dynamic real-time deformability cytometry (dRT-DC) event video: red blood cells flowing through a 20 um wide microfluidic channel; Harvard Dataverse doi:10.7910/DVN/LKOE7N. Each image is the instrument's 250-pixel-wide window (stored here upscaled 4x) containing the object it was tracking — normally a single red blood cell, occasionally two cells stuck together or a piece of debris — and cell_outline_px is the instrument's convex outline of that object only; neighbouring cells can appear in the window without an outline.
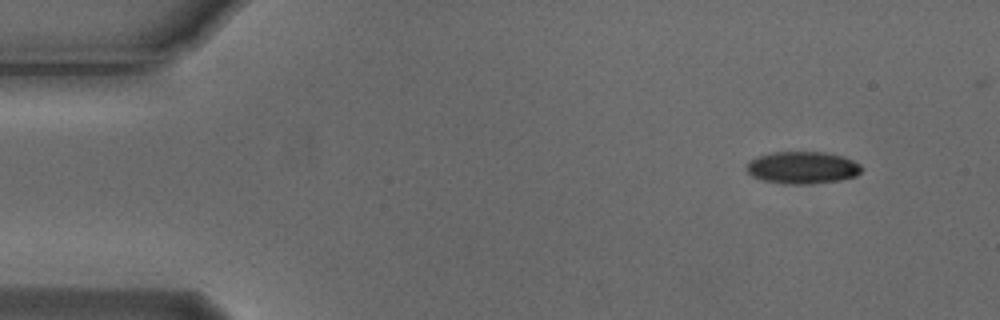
{"species": "Egyptian fruit bat (a non-hibernating species)", "species_latin": "Rousettus aegyptiacus", "temperature_condition": "cold", "stored_images_in_passage": 4, "camera_frame_rate_fps": 3000, "um_per_image_px": 0.085, "animal": {"sex": "male"}, "frame": {"image": 1, "passage_image": 1, "time_ms": 0.0, "image_size_px": [1000, 320], "cell_outline_px": [[864, 168], [856, 176], [840, 180], [812, 184], [784, 184], [764, 180], [752, 176], [744, 168], [744, 164], [748, 160], [756, 156], [772, 152], [824, 152], [840, 156], [852, 160], [860, 164]], "centroid_in_image_um": [68.16, 14.25], "position_along_channel_um": 16.8, "area_um2": 21.85}}
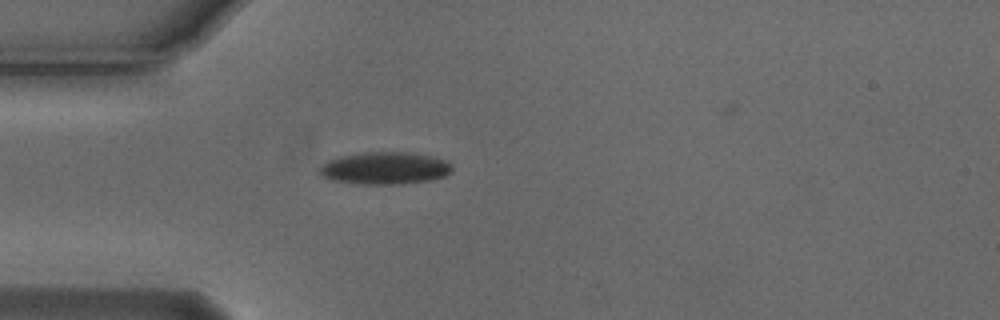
{"frame": {"image": 2, "passage_image": 4, "time_ms": 1.0, "image_size_px": [1000, 320], "cell_outline_px": [[452, 172], [444, 176], [428, 180], [400, 184], [364, 184], [332, 180], [324, 176], [320, 172], [320, 168], [328, 160], [340, 156], [364, 152], [404, 152], [432, 156], [448, 160], [452, 164]], "centroid_in_image_um": [32.76, 14.28], "position_along_channel_um": 52.2, "area_um2": 24.8}}